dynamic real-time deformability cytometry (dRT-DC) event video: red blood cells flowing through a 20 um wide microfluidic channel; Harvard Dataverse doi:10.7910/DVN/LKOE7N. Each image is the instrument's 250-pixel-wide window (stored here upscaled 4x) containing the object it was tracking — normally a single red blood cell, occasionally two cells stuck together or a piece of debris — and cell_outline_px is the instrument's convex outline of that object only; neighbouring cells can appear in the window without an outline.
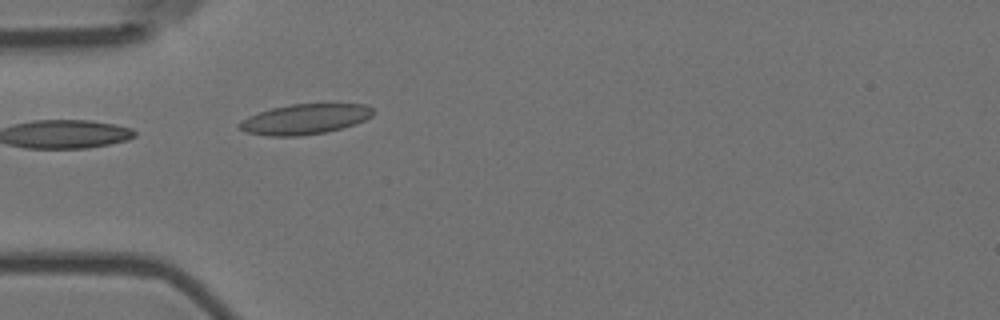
{"species": "Egyptian fruit bat (a non-hibernating species)", "species_latin": "Rousettus aegyptiacus", "temperature_condition": "room temperature", "stored_images_in_passage": 4, "camera_frame_rate_fps": 3000, "um_per_image_px": 0.085, "animal": {"sex": "female"}, "frame": {"image": 1, "passage_image": 4, "time_ms": 1.0, "image_size_px": [1000, 320], "cell_outline_px": [[372, 116], [356, 124], [324, 132], [300, 136], [268, 136], [248, 132], [240, 128], [236, 124], [240, 120], [248, 116], [272, 108], [292, 104], [368, 104], [372, 108]], "centroid_in_image_um": [25.9, 10.12], "position_along_channel_um": 59.1, "area_um2": 23.41}}